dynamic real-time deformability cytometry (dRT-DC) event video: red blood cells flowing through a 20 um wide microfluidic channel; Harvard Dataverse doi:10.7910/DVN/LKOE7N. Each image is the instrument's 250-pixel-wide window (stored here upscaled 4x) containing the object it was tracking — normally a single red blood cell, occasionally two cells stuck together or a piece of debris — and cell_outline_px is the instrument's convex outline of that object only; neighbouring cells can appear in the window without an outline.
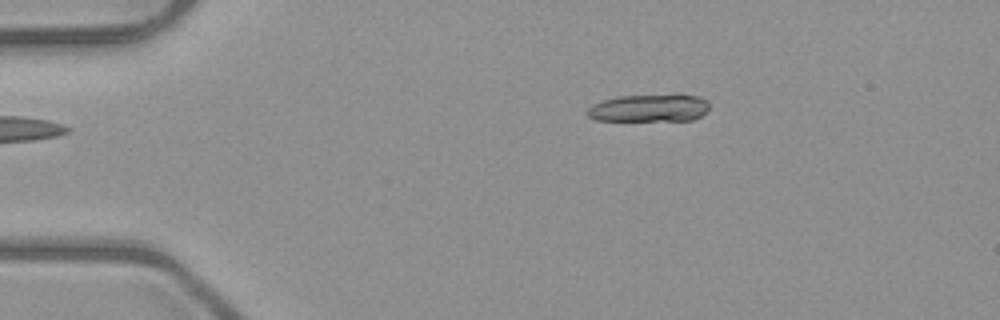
{"species": "common noctule bat (a hibernating species)", "species_latin": "Nyctalus noctula", "temperature_condition": "room temperature", "stored_images_in_passage": 3, "camera_frame_rate_fps": 3000, "um_per_image_px": 0.085, "animal": {"sex": "male", "body_mass_g": 23.1, "forearm_length_mm": 52.7}, "frame": {"image": 1, "passage_image": 3, "time_ms": 2.333, "image_size_px": [1000, 320], "cell_outline_px": [[708, 108], [700, 116], [692, 120], [596, 120], [588, 116], [588, 108], [592, 104], [604, 100], [620, 96], [680, 92], [700, 96], [708, 104]], "centroid_in_image_um": [55.23, 9.14], "position_along_channel_um": 29.8, "area_um2": 20.0}}